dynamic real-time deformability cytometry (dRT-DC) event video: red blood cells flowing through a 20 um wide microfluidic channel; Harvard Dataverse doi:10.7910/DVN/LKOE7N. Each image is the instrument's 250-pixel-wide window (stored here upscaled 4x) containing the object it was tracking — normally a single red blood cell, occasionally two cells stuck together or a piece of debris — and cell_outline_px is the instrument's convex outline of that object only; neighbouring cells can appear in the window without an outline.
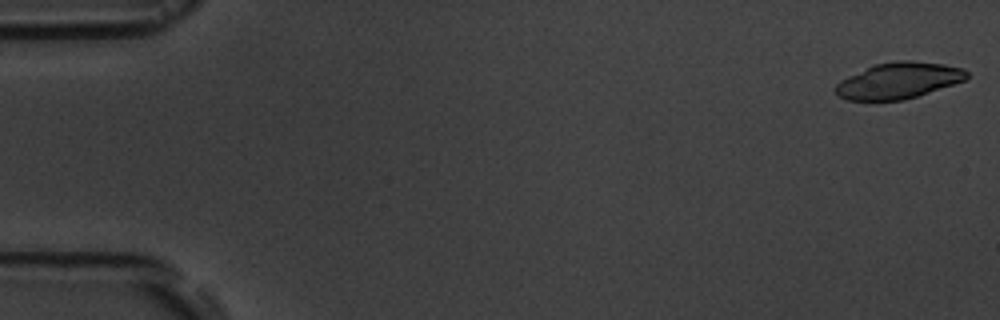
{"species": "common noctule bat (a hibernating species)", "species_latin": "Nyctalus noctula", "temperature_condition": "room temperature", "stored_images_in_passage": 6, "segment_of_instrument_passage": [1, 2], "camera_frame_rate_fps": 3000, "um_per_image_px": 0.085, "animal": {"sex": "male", "body_mass_g": 19.5, "forearm_length_mm": 54.6}, "frame": {"image": 1, "passage_image": 1, "time_ms": 0.0, "image_size_px": [1000, 320], "cell_outline_px": [[968, 76], [964, 80], [904, 100], [848, 100], [840, 96], [832, 88], [840, 80], [848, 76], [876, 64], [896, 60], [908, 60], [944, 64], [964, 68], [968, 72]], "centroid_in_image_um": [76.36, 6.84], "position_along_channel_um": 8.6, "area_um2": 27.34}}